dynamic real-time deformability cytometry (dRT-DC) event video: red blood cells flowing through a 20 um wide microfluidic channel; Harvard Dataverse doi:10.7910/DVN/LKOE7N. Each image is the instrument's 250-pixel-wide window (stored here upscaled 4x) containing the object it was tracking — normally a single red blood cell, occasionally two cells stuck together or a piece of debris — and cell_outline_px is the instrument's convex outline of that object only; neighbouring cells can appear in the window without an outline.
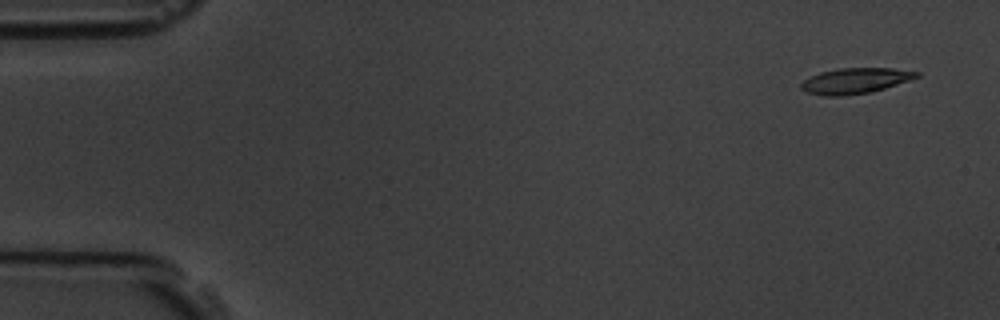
{"species": "common noctule bat (a hibernating species)", "species_latin": "Nyctalus noctula", "temperature_condition": "room temperature", "stored_images_in_passage": 6, "camera_frame_rate_fps": 3000, "um_per_image_px": 0.085, "animal": {"sex": "male", "body_mass_g": 19.5, "forearm_length_mm": 54.6}, "frame": {"image": 1, "passage_image": 1, "time_ms": 0.0, "image_size_px": [1000, 320], "cell_outline_px": [[920, 76], [872, 92], [840, 96], [824, 96], [804, 92], [800, 88], [800, 84], [804, 80], [820, 72], [840, 68], [892, 68], [920, 72]], "centroid_in_image_um": [72.65, 6.87], "position_along_channel_um": 12.3, "area_um2": 17.17}}
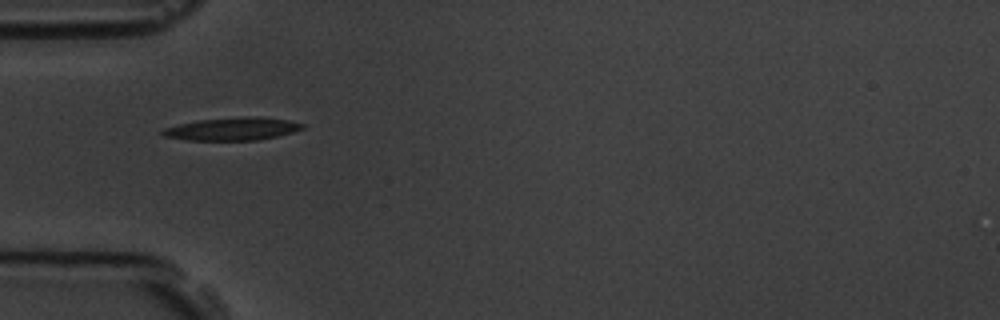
{"frame": {"image": 2, "passage_image": 5, "time_ms": 4.667, "image_size_px": [1000, 320], "cell_outline_px": [[304, 128], [292, 132], [260, 140], [188, 140], [164, 136], [160, 132], [164, 128], [196, 120], [240, 116], [264, 116], [288, 120], [304, 124]], "centroid_in_image_um": [19.77, 10.94], "position_along_channel_um": 65.2, "area_um2": 18.73}}
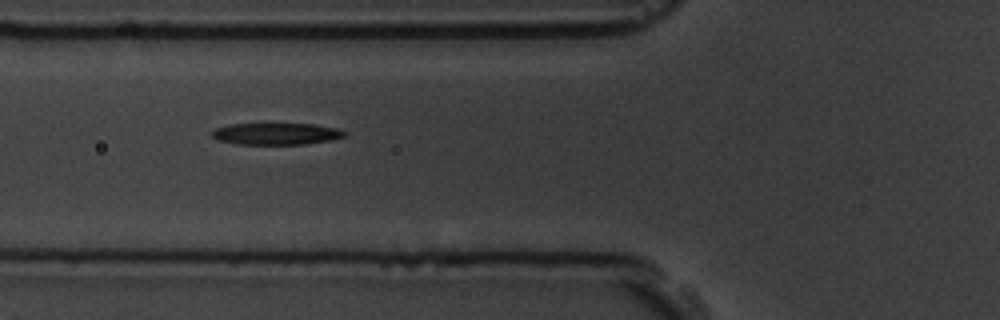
{"frame": {"image": 3, "passage_image": 6, "time_ms": 5.667, "image_size_px": [1000, 320], "cell_outline_px": [[348, 136], [328, 140], [304, 144], [236, 144], [220, 140], [212, 136], [208, 132], [216, 128], [228, 124], [316, 124], [336, 128], [344, 132]], "centroid_in_image_um": [23.44, 11.37], "position_along_channel_um": 102.4, "area_um2": 16.7}}